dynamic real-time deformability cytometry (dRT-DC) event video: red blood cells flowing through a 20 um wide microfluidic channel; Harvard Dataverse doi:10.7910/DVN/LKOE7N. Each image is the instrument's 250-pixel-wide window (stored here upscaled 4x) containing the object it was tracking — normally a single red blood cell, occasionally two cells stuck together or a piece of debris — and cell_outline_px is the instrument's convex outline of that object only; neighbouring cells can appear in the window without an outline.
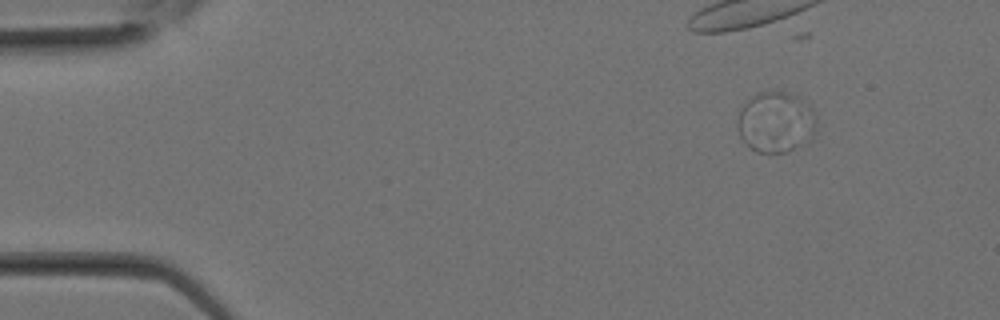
{"species": "Egyptian fruit bat (a non-hibernating species)", "species_latin": "Rousettus aegyptiacus", "temperature_condition": "room temperature", "stored_images_in_passage": 11, "camera_frame_rate_fps": 3000, "um_per_image_px": 0.085, "animal": {"sex": "female"}, "frame": {"image": 1, "passage_image": 1, "time_ms": 0.0, "image_size_px": [1000, 320], "cell_outline_px": [[816, 132], [808, 140], [784, 152], [756, 152], [740, 136], [736, 128], [736, 124], [740, 108], [756, 92], [780, 88], [796, 96], [808, 104], [812, 108], [816, 116]], "centroid_in_image_um": [65.93, 10.31], "position_along_channel_um": 19.1, "area_um2": 28.26}}